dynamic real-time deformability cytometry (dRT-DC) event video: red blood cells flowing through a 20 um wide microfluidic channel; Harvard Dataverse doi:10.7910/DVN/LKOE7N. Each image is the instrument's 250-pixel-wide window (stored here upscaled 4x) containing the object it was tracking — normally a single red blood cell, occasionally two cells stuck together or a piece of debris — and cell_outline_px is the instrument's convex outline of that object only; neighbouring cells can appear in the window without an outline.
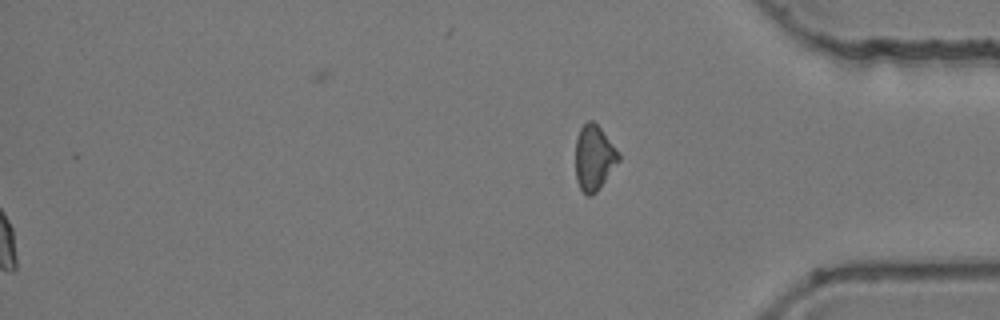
{"species": "common noctule bat (a hibernating species)", "species_latin": "Nyctalus noctula", "temperature_condition": "room temperature", "stored_images_in_passage": 54, "segment_of_instrument_passage": [2, 2], "camera_frame_rate_fps": 3000, "um_per_image_px": 0.085, "animal": {"sex": "female", "body_mass_g": 24.6, "forearm_length_mm": 56.2}, "frame": {"image": 1, "passage_image": 54, "time_ms": 17.667, "image_size_px": [1000, 320], "cell_outline_px": [[620, 160], [596, 192], [592, 196], [588, 196], [580, 188], [576, 180], [576, 140], [580, 128], [588, 120], [592, 120], [600, 128], [620, 152]], "centroid_in_image_um": [50.5, 13.4], "position_along_channel_um": 384.7, "area_um2": 16.3}}